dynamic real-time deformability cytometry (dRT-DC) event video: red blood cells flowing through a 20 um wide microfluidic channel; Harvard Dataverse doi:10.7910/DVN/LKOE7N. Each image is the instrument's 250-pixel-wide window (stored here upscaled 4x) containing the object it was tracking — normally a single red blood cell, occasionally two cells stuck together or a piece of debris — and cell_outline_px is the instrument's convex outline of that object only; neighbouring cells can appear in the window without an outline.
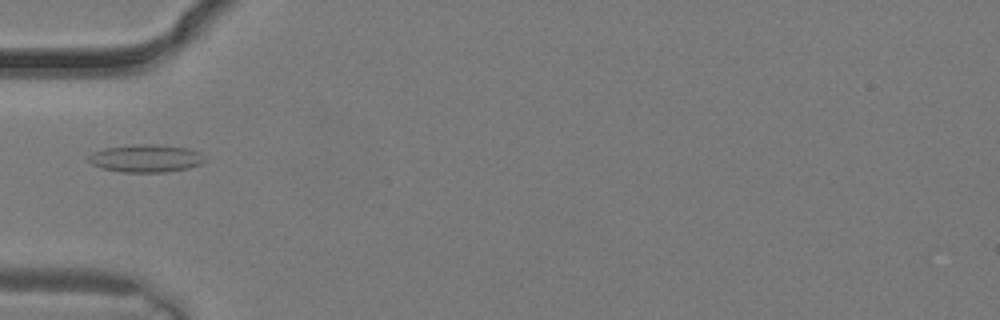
{"species": "common noctule bat (a hibernating species)", "species_latin": "Nyctalus noctula", "temperature_condition": "warm", "stored_images_in_passage": 2, "camera_frame_rate_fps": 3000, "um_per_image_px": 0.085, "animal": {"sex": "male", "body_mass_g": 19.2, "forearm_length_mm": 51.8}, "frame": {"image": 1, "passage_image": 2, "time_ms": 0.333, "image_size_px": [1000, 320], "cell_outline_px": [[208, 160], [200, 164], [188, 168], [164, 172], [124, 172], [100, 168], [92, 164], [88, 160], [88, 156], [92, 152], [104, 148], [136, 144], [156, 144], [188, 148], [200, 152]], "centroid_in_image_um": [12.41, 13.45], "position_along_channel_um": 72.6, "area_um2": 18.9}}